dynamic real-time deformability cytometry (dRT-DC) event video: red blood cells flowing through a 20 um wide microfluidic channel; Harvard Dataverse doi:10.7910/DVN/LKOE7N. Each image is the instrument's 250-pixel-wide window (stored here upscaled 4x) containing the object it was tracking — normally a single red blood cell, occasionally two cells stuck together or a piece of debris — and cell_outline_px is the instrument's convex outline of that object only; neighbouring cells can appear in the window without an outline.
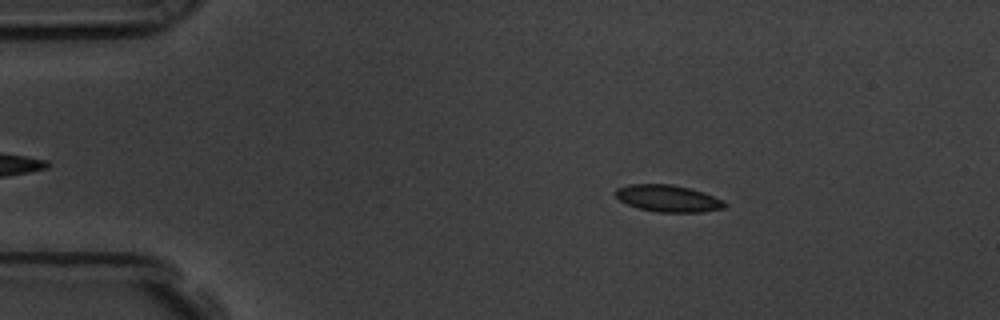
{"species": "common noctule bat (a hibernating species)", "species_latin": "Nyctalus noctula", "temperature_condition": "room temperature", "stored_images_in_passage": 49, "camera_frame_rate_fps": 3000, "um_per_image_px": 0.085, "animal": {"sex": "male", "body_mass_g": 19.5, "forearm_length_mm": 54.6}, "frame": {"image": 1, "passage_image": 10, "time_ms": 3.0, "image_size_px": [1000, 320], "cell_outline_px": [[728, 204], [724, 208], [704, 212], [656, 212], [640, 208], [628, 204], [620, 200], [616, 196], [616, 188], [628, 184], [672, 184], [704, 192], [724, 200]], "centroid_in_image_um": [56.82, 16.86], "position_along_channel_um": 28.2, "area_um2": 17.11}}
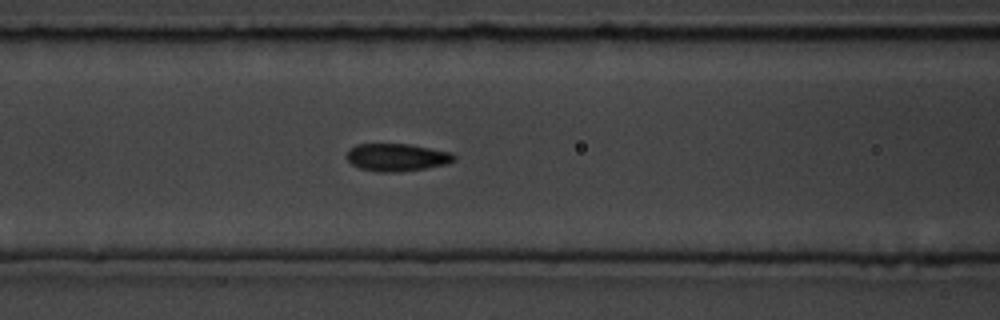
{"frame": {"image": 2, "passage_image": 24, "time_ms": 7.667, "image_size_px": [1000, 320], "cell_outline_px": [[456, 160], [448, 164], [400, 172], [376, 172], [360, 168], [352, 164], [344, 156], [356, 144], [408, 144], [452, 152], [456, 156]], "centroid_in_image_um": [33.75, 13.38], "position_along_channel_um": 132.8, "area_um2": 17.34}}
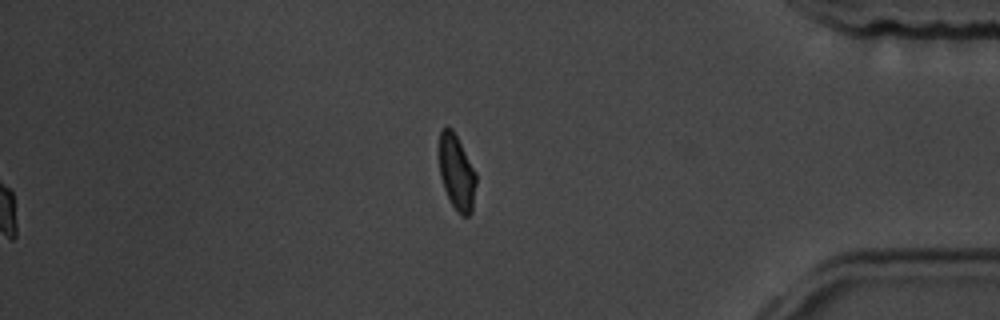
{"frame": {"image": 3, "passage_image": 49, "time_ms": 16.0, "image_size_px": [1000, 320], "cell_outline_px": [[476, 184], [472, 212], [468, 216], [464, 216], [456, 212], [444, 188], [440, 176], [440, 132], [444, 128], [452, 128], [476, 172]], "centroid_in_image_um": [38.84, 14.7], "position_along_channel_um": 396.4, "area_um2": 15.95}, "authors_computed_cell_mechanics": {"area_um2": 17.2244, "velocity_mm_per_s": 3.5497, "shape_relaxation_time_tau1_ms": 5.2672, "shape_relaxation_time_tau2_ms": 1.1626, "deformation_change_tau1": 0.1192, "deformation_change_tau2": 0.0491}}